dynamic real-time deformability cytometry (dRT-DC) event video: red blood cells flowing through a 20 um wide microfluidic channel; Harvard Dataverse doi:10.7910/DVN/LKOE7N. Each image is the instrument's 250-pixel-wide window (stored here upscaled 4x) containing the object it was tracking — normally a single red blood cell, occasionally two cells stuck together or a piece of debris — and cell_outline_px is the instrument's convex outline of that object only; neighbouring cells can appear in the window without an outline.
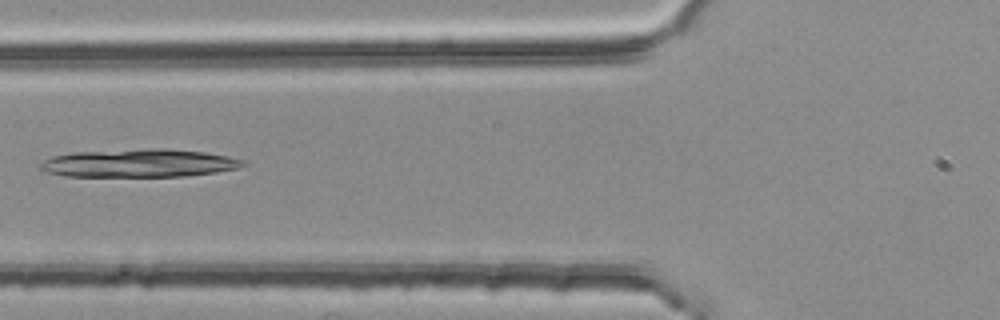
{"species": "common noctule bat (a hibernating species)", "species_latin": "Nyctalus noctula", "temperature_condition": "room temperature", "stored_images_in_passage": 3, "camera_frame_rate_fps": 3000, "um_per_image_px": 0.085, "animal": {"sex": "female", "body_mass_g": 25.1}, "frame": {"image": 1, "passage_image": 3, "time_ms": 0.667, "image_size_px": [1000, 320], "cell_outline_px": [[244, 164], [236, 168], [216, 172], [184, 176], [64, 176], [48, 172], [40, 168], [40, 164], [44, 160], [52, 156], [76, 152], [152, 148], [164, 148], [204, 152], [228, 156], [244, 160]], "centroid_in_image_um": [11.81, 13.86], "position_along_channel_um": 114.0, "area_um2": 32.89}}